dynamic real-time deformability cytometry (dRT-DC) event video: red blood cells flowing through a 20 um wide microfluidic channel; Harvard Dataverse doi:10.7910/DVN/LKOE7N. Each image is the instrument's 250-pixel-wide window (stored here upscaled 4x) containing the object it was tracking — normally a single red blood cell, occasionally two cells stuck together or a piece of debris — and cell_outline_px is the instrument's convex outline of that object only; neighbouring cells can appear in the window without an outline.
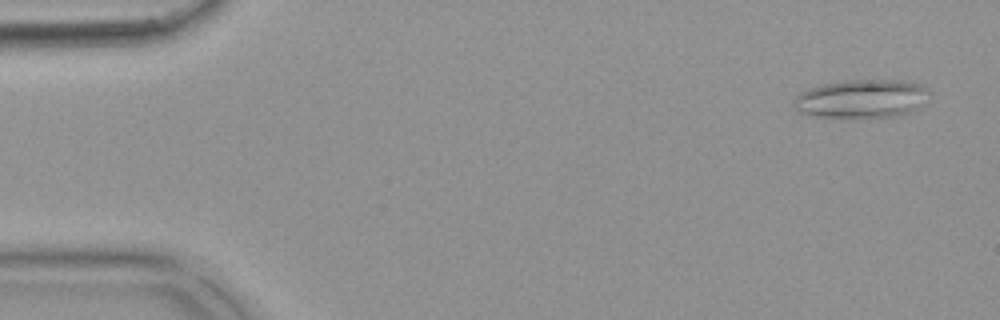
{"species": "common noctule bat (a hibernating species)", "species_latin": "Nyctalus noctula", "temperature_condition": "warm", "stored_images_in_passage": 54, "camera_frame_rate_fps": 3000, "um_per_image_px": 0.085, "animal": {"sex": "female", "body_mass_g": 18.4}, "frame": {"image": 1, "passage_image": 3, "time_ms": 0.667, "image_size_px": [1000, 320], "cell_outline_px": [[928, 92], [920, 108], [892, 116], [820, 116], [800, 112], [792, 104], [792, 100], [800, 92], [824, 84], [844, 80], [900, 80], [920, 84], [928, 88]], "centroid_in_image_um": [73.23, 8.36], "position_along_channel_um": 11.8, "area_um2": 29.65}}
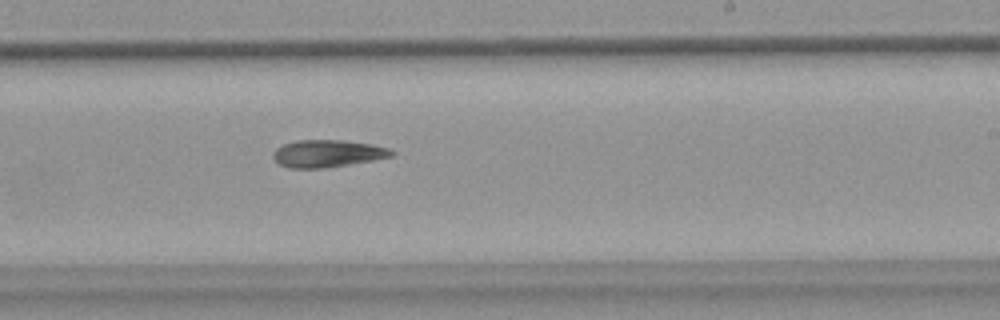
{"frame": {"image": 2, "passage_image": 33, "time_ms": 10.667, "image_size_px": [1000, 320], "cell_outline_px": [[396, 152], [392, 156], [372, 160], [324, 168], [288, 168], [280, 164], [272, 156], [272, 152], [276, 148], [284, 144], [296, 140], [344, 140], [372, 144], [388, 148]], "centroid_in_image_um": [27.82, 13.04], "position_along_channel_um": 261.2, "area_um2": 18.79}}
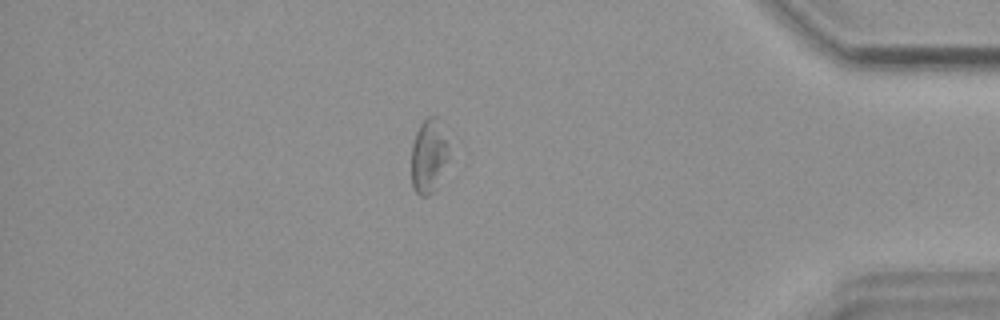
{"frame": {"image": 3, "passage_image": 47, "time_ms": 15.333, "image_size_px": [1000, 320], "cell_outline_px": [[448, 160], [432, 192], [428, 196], [420, 196], [412, 188], [412, 144], [416, 132], [420, 124], [428, 116], [436, 116], [448, 144]], "centroid_in_image_um": [36.41, 13.26], "position_along_channel_um": 398.8, "area_um2": 15.78}}